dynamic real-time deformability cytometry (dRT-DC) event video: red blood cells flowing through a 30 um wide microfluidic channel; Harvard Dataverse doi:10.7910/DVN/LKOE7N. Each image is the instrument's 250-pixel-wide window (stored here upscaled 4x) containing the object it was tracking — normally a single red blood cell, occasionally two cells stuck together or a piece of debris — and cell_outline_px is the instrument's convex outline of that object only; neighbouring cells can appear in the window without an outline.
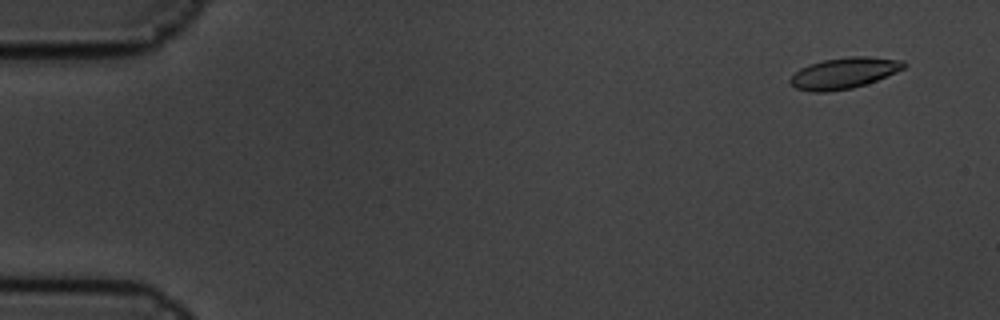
{"species": "common noctule bat (a hibernating species)", "species_latin": "Nyctalus noctula", "temperature_condition": "cold", "stored_images_in_passage": 5, "camera_frame_rate_fps": 3000, "um_per_image_px": 0.085, "animal": {"sex": "male", "body_mass_g": 19.5, "forearm_length_mm": 54.6}, "frame": {"image": 1, "passage_image": 1, "time_ms": 0.0, "image_size_px": [1000, 320], "cell_outline_px": [[908, 64], [904, 68], [896, 72], [876, 80], [852, 88], [828, 92], [812, 92], [796, 88], [788, 80], [800, 68], [808, 64], [824, 60], [848, 56], [864, 56], [904, 60]], "centroid_in_image_um": [71.74, 6.2], "position_along_channel_um": 13.3, "area_um2": 20.52}}
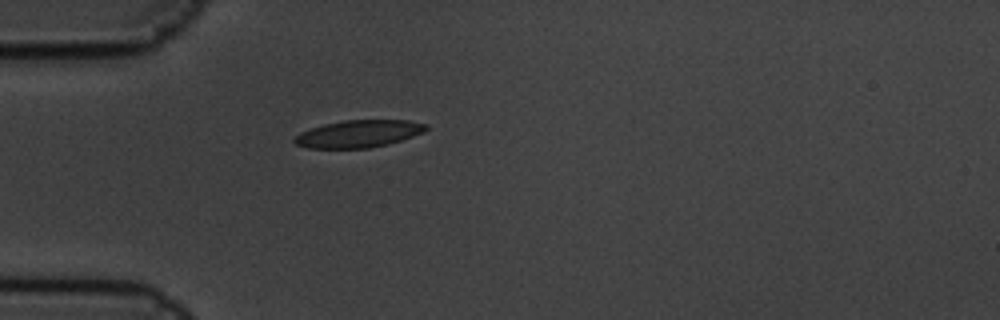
{"frame": {"image": 2, "passage_image": 5, "time_ms": 1.333, "image_size_px": [1000, 320], "cell_outline_px": [[428, 128], [424, 132], [388, 144], [368, 148], [308, 148], [296, 144], [292, 140], [300, 132], [324, 124], [344, 120], [408, 120], [428, 124]], "centroid_in_image_um": [30.49, 11.37], "position_along_channel_um": 54.5, "area_um2": 20.87}}